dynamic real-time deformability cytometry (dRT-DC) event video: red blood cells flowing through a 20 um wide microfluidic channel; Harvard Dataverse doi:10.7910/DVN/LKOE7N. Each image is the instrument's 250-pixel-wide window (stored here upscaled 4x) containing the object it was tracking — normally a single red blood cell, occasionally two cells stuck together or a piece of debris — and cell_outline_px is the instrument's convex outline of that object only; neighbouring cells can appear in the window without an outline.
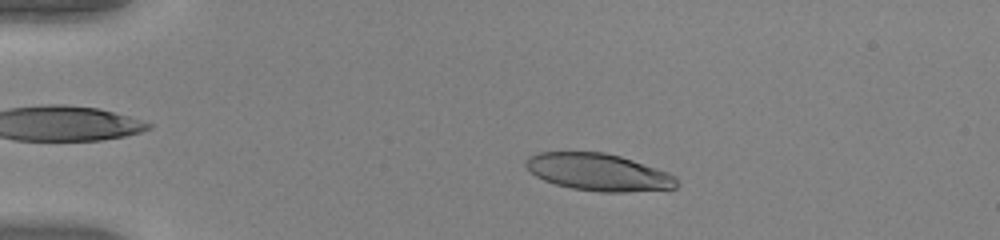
{"species": "human", "species_latin": "Homo sapiens", "temperature_condition": "warm", "stored_images_in_passage": 51, "camera_frame_rate_fps": 3000, "um_per_image_px": 0.085, "donor": {"sex": "female"}, "frame": {"image": 1, "passage_image": 11, "time_ms": 3.333, "image_size_px": [1000, 240], "cell_outline_px": [[680, 184], [676, 188], [624, 192], [600, 192], [572, 188], [556, 184], [544, 180], [536, 176], [524, 164], [524, 160], [528, 156], [536, 152], [604, 152], [620, 156], [668, 172], [676, 176]], "centroid_in_image_um": [50.87, 14.63], "position_along_channel_um": 34.1, "area_um2": 32.71}}
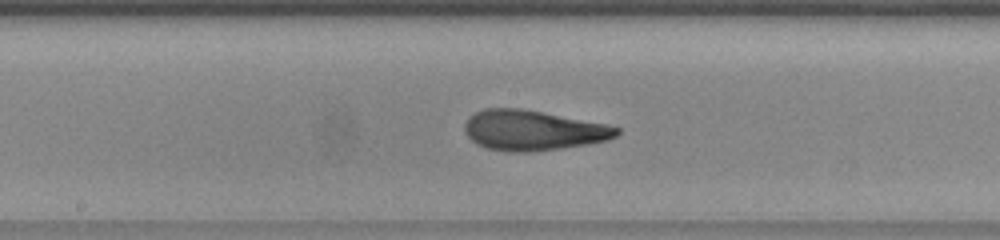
{"frame": {"image": 2, "passage_image": 28, "time_ms": 9.0, "image_size_px": [1000, 240], "cell_outline_px": [[620, 132], [616, 136], [608, 140], [560, 148], [528, 152], [508, 152], [488, 148], [476, 144], [464, 132], [464, 124], [476, 112], [484, 108], [520, 108], [604, 124], [620, 128]], "centroid_in_image_um": [45.26, 11.08], "position_along_channel_um": 202.9, "area_um2": 35.08}}
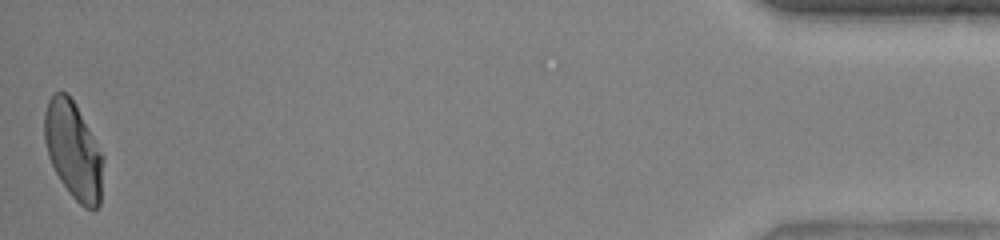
{"frame": {"image": 3, "passage_image": 51, "time_ms": 16.667, "image_size_px": [1000, 240], "cell_outline_px": [[104, 160], [100, 204], [92, 212], [84, 208], [68, 192], [60, 180], [48, 156], [44, 140], [44, 112], [48, 100], [56, 92], [68, 92], [104, 156]], "centroid_in_image_um": [6.24, 12.82], "position_along_channel_um": 429.0, "area_um2": 33.29}, "authors_computed_cell_mechanics": {"area_um2": 34.4488, "velocity_mm_per_s": 4.0619, "shape_relaxation_time_tau1_ms": 5.581, "shape_relaxation_time_tau2_ms": 1.0769, "deformation_change_tau1": 0.2605, "deformation_change_tau2": 0.0905}}